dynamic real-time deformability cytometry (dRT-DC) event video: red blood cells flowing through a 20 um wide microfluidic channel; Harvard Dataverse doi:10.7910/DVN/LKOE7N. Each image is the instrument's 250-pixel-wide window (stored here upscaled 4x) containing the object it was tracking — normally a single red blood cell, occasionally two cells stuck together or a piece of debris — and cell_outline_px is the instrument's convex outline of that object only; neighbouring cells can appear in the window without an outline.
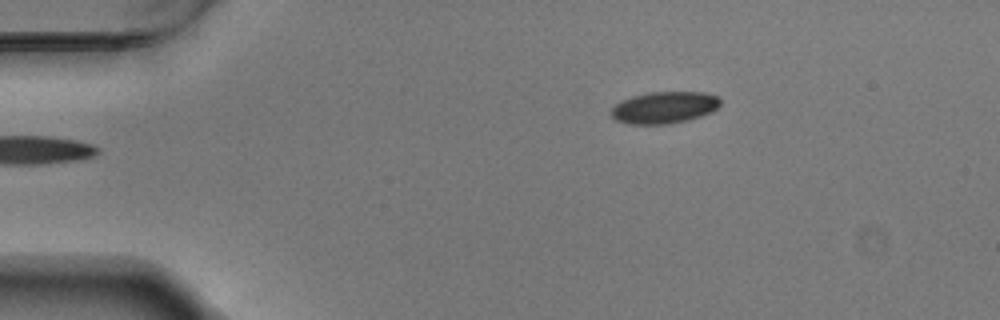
{"species": "Egyptian fruit bat (a non-hibernating species)", "species_latin": "Rousettus aegyptiacus", "temperature_condition": "warm", "stored_images_in_passage": 46, "camera_frame_rate_fps": 3000, "um_per_image_px": 0.085, "animal": {"sex": "male"}, "frame": {"image": 1, "passage_image": 1, "time_ms": 0.0, "image_size_px": [1000, 320], "cell_outline_px": [[720, 104], [712, 112], [688, 120], [664, 124], [632, 124], [616, 120], [608, 112], [620, 100], [632, 96], [648, 92], [704, 92], [716, 96], [720, 100]], "centroid_in_image_um": [56.43, 9.13], "position_along_channel_um": 28.6, "area_um2": 20.23}}
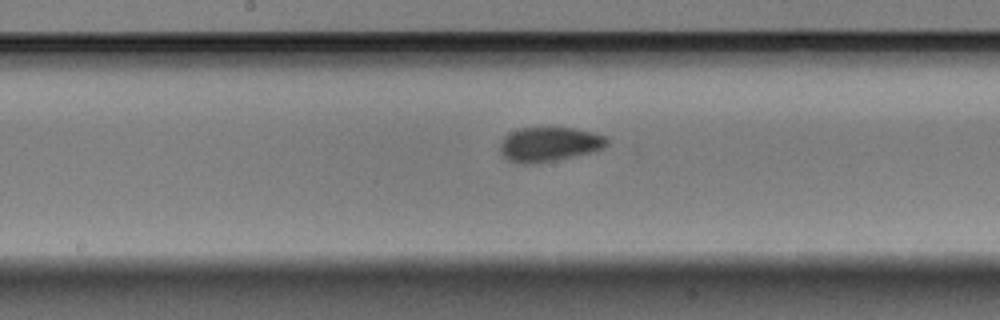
{"frame": {"image": 2, "passage_image": 20, "time_ms": 6.333, "image_size_px": [1000, 320], "cell_outline_px": [[608, 144], [604, 148], [592, 152], [532, 164], [516, 164], [508, 160], [500, 152], [500, 144], [504, 136], [520, 128], [572, 128], [592, 132], [604, 136], [608, 140]], "centroid_in_image_um": [46.66, 12.27], "position_along_channel_um": 201.5, "area_um2": 21.27}}
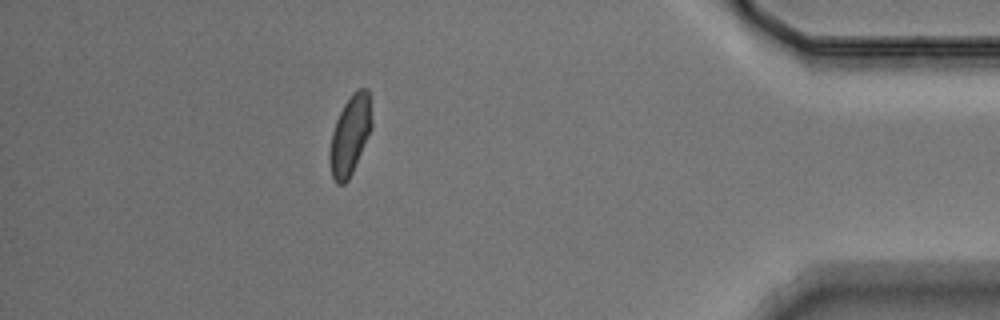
{"frame": {"image": 3, "passage_image": 40, "time_ms": 13.0, "image_size_px": [1000, 320], "cell_outline_px": [[372, 128], [352, 172], [348, 180], [344, 184], [336, 184], [332, 176], [328, 156], [332, 132], [336, 120], [344, 104], [352, 92], [360, 88], [368, 88], [372, 124]], "centroid_in_image_um": [29.74, 11.48], "position_along_channel_um": 405.5, "area_um2": 19.36}, "authors_computed_cell_mechanics": {"area_um2": 20.23, "velocity_mm_per_s": 3.716, "shape_relaxation_time_tau1_ms": 10.5592, "shape_relaxation_time_tau2_ms": 1.1617, "deformation_change_tau1": 0.1589, "deformation_change_tau2": 0.058}}